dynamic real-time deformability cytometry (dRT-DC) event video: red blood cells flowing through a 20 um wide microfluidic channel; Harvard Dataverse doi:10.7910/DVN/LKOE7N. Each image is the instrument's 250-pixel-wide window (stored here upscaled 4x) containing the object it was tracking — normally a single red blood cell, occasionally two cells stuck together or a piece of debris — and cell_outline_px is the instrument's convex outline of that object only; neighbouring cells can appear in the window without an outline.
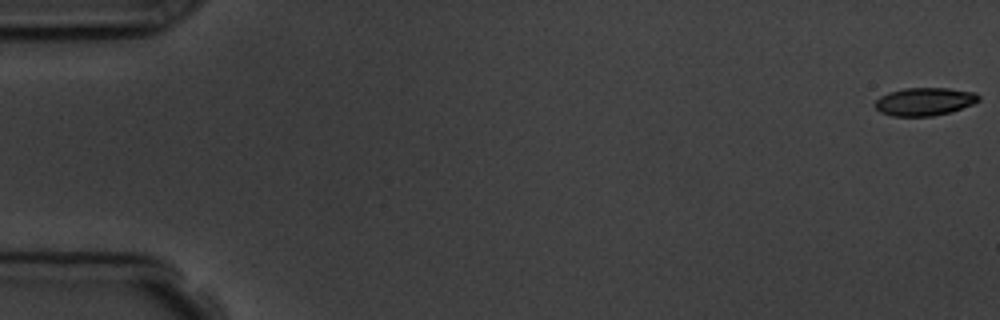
{"species": "common noctule bat (a hibernating species)", "species_latin": "Nyctalus noctula", "temperature_condition": "room temperature", "stored_images_in_passage": 7, "camera_frame_rate_fps": 3000, "um_per_image_px": 0.085, "animal": {"sex": "male", "body_mass_g": 19.5, "forearm_length_mm": 54.6}, "frame": {"image": 1, "passage_image": 1, "time_ms": 0.0, "image_size_px": [1000, 320], "cell_outline_px": [[980, 100], [972, 104], [948, 112], [932, 116], [892, 116], [880, 112], [872, 104], [880, 96], [888, 92], [904, 88], [948, 88], [976, 92], [980, 96]], "centroid_in_image_um": [78.55, 8.62], "position_along_channel_um": 6.5, "area_um2": 16.94}}